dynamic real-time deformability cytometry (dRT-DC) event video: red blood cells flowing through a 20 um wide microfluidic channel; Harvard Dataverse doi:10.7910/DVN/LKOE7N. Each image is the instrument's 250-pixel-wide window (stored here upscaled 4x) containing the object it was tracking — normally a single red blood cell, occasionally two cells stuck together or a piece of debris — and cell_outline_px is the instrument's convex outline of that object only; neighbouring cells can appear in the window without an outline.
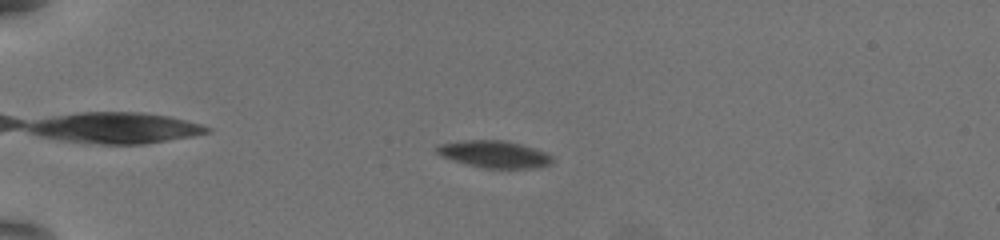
{"species": "common noctule bat (a hibernating species)", "species_latin": "Nyctalus noctula", "temperature_condition": "warm", "stored_images_in_passage": 53, "camera_frame_rate_fps": 3000, "um_per_image_px": 0.085, "animal": {"sex": "female", "body_mass_g": 19.5, "forearm_length_mm": 54.1}, "frame": {"image": 1, "passage_image": 10, "time_ms": 3.0, "image_size_px": [1000, 240], "cell_outline_px": [[552, 164], [528, 168], [484, 168], [468, 164], [440, 156], [436, 152], [436, 148], [440, 144], [464, 140], [500, 140], [520, 144], [544, 152], [552, 156]], "centroid_in_image_um": [41.99, 13.11], "position_along_channel_um": 43.0, "area_um2": 17.86}}
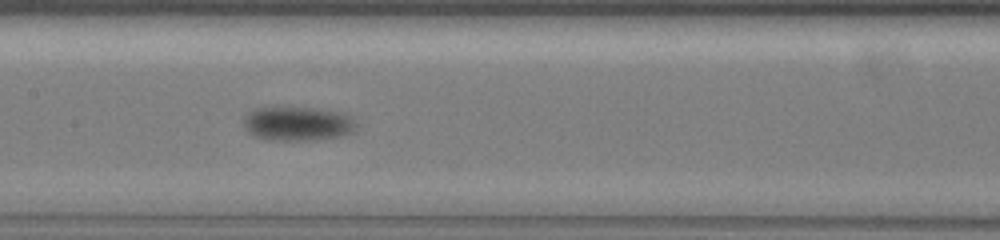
{"frame": {"image": 2, "passage_image": 26, "time_ms": 8.333, "image_size_px": [1000, 240], "cell_outline_px": [[356, 124], [352, 132], [340, 136], [316, 140], [268, 140], [256, 136], [248, 132], [244, 128], [244, 116], [248, 112], [256, 108], [276, 104], [316, 108], [344, 112]], "centroid_in_image_um": [25.23, 10.46], "position_along_channel_um": 182.2, "area_um2": 23.18}}
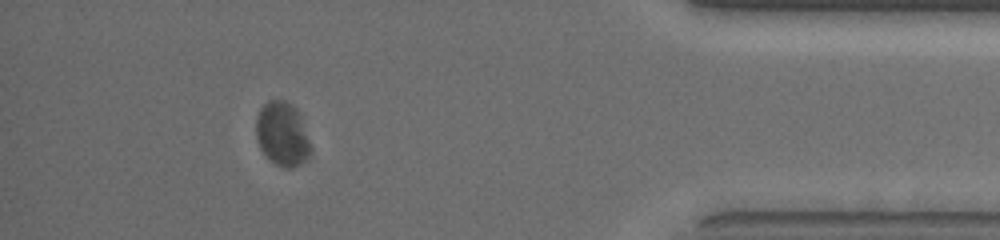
{"frame": {"image": 3, "passage_image": 48, "time_ms": 15.667, "image_size_px": [1000, 240], "cell_outline_px": [[308, 148], [304, 156], [292, 168], [280, 168], [260, 148], [256, 136], [256, 116], [260, 108], [268, 100], [284, 100], [292, 104], [296, 108], [304, 124], [308, 136]], "centroid_in_image_um": [23.93, 11.32], "position_along_channel_um": 411.3, "area_um2": 19.71}, "authors_computed_cell_mechanics": {"area_um2": 19.4786, "velocity_mm_per_s": 3.6492, "shape_relaxation_time_tau1_ms": 1.3616, "shape_relaxation_time_tau2_ms": null, "deformation_change_tau1": 0.0727, "deformation_change_tau2": null}}